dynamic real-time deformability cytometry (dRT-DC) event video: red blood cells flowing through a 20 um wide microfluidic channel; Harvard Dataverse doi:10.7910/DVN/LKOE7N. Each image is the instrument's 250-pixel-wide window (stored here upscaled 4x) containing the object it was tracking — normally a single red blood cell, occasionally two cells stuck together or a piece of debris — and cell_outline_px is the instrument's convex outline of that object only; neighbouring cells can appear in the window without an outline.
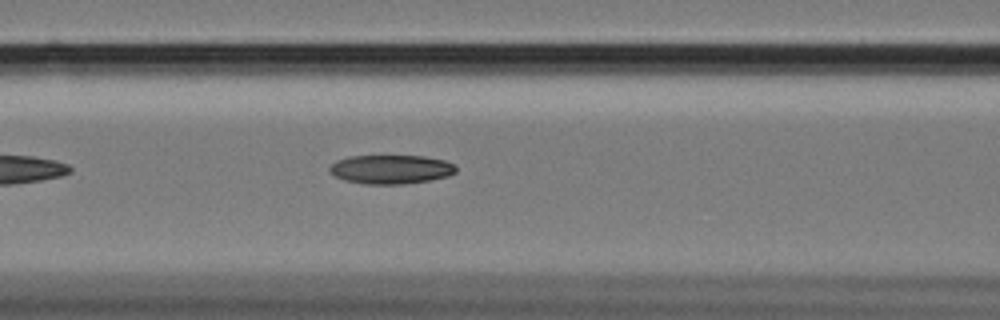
{"species": "Egyptian fruit bat (a non-hibernating species)", "species_latin": "Rousettus aegyptiacus", "temperature_condition": "cold", "stored_images_in_passage": 11, "camera_frame_rate_fps": 3000, "um_per_image_px": 0.085, "animal": {"sex": "female"}, "frame": {"image": 1, "passage_image": 7, "time_ms": 2.0, "image_size_px": [1000, 320], "cell_outline_px": [[456, 172], [448, 176], [428, 180], [404, 184], [364, 184], [344, 180], [328, 172], [328, 168], [336, 160], [348, 156], [424, 156], [444, 160], [456, 164]], "centroid_in_image_um": [33.21, 14.39], "position_along_channel_um": 133.4, "area_um2": 21.44}}
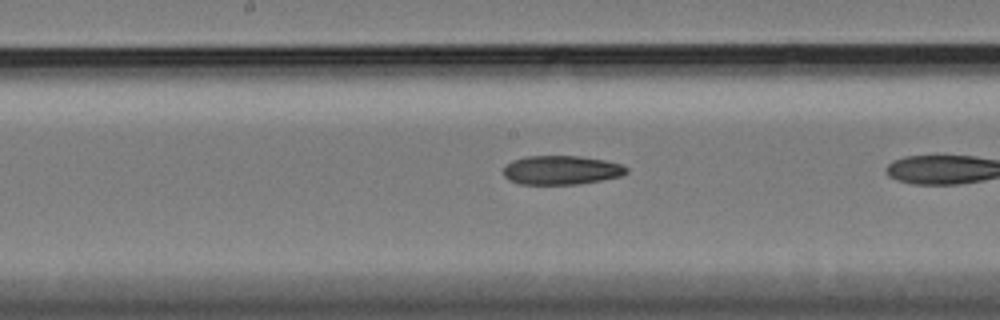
{"frame": {"image": 2, "passage_image": 10, "time_ms": 3.0, "image_size_px": [1000, 320], "cell_outline_px": [[628, 172], [620, 176], [600, 180], [576, 184], [520, 184], [508, 180], [504, 176], [504, 168], [512, 160], [524, 156], [580, 156], [604, 160], [620, 164], [628, 168]], "centroid_in_image_um": [47.69, 14.45], "position_along_channel_um": 200.5, "area_um2": 20.69}}